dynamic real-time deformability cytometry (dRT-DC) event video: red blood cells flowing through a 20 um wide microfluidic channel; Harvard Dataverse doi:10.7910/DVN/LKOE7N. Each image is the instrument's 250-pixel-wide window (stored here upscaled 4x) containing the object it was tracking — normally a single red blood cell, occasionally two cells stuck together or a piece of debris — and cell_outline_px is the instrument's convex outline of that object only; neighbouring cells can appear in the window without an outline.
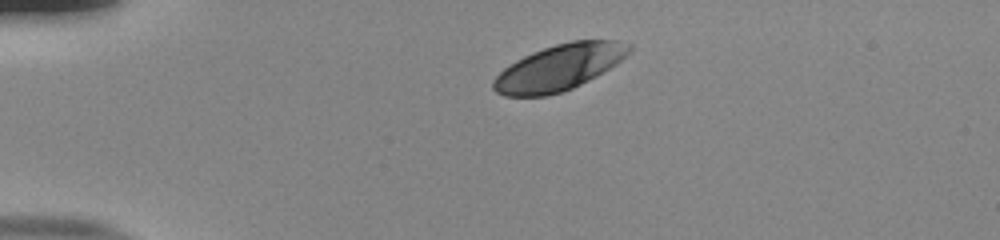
{"species": "human", "species_latin": "Homo sapiens", "temperature_condition": "room temperature", "stored_images_in_passage": 32, "camera_frame_rate_fps": 3000, "um_per_image_px": 0.085, "donor": {"sex": "male"}, "frame": {"image": 1, "passage_image": 1, "time_ms": 0.0, "image_size_px": [1000, 240], "cell_outline_px": [[632, 48], [620, 60], [608, 68], [588, 80], [572, 88], [548, 96], [504, 96], [496, 92], [492, 88], [492, 80], [504, 68], [516, 60], [524, 56], [544, 48], [556, 44], [572, 40], [612, 40]], "centroid_in_image_um": [47.43, 5.76], "position_along_channel_um": 37.6, "area_um2": 35.55}}
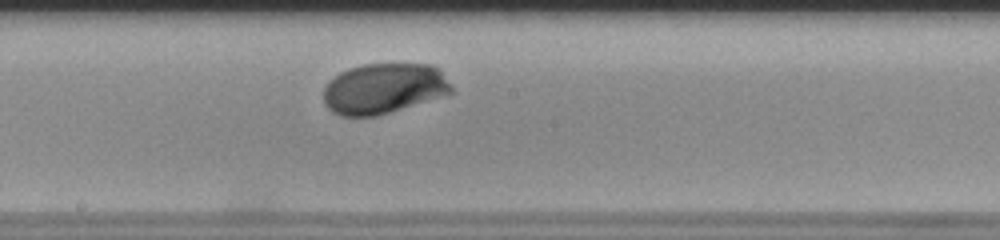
{"frame": {"image": 2, "passage_image": 19, "time_ms": 6.0, "image_size_px": [1000, 240], "cell_outline_px": [[452, 92], [376, 116], [340, 116], [332, 112], [324, 104], [324, 88], [328, 80], [340, 72], [348, 68], [364, 64], [432, 64], [440, 68], [452, 88]], "centroid_in_image_um": [32.57, 7.51], "position_along_channel_um": 215.6, "area_um2": 37.4}}
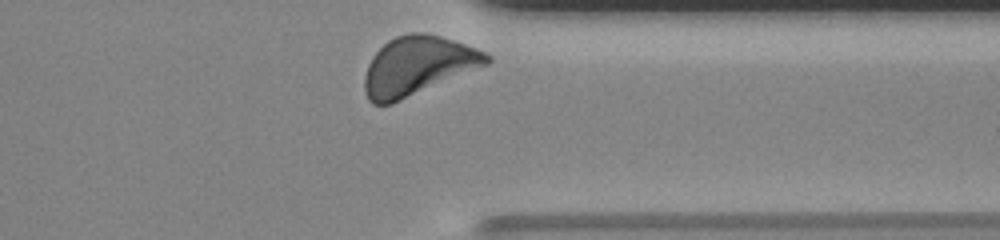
{"frame": {"image": 3, "passage_image": 32, "time_ms": 10.333, "image_size_px": [1000, 240], "cell_outline_px": [[492, 60], [488, 64], [388, 104], [372, 104], [368, 100], [364, 88], [364, 76], [368, 64], [372, 56], [388, 40], [396, 36], [412, 32], [420, 32], [440, 36], [476, 48], [492, 56]], "centroid_in_image_um": [35.48, 5.57], "position_along_channel_um": 375.9, "area_um2": 41.04}, "authors_computed_cell_mechanics": {"area_um2": 37.3099, "velocity_mm_per_s": 3.7606, "shape_relaxation_time_tau1_ms": 3.3136, "shape_relaxation_time_tau2_ms": null, "deformation_change_tau1": 0.1526, "deformation_change_tau2": null}}